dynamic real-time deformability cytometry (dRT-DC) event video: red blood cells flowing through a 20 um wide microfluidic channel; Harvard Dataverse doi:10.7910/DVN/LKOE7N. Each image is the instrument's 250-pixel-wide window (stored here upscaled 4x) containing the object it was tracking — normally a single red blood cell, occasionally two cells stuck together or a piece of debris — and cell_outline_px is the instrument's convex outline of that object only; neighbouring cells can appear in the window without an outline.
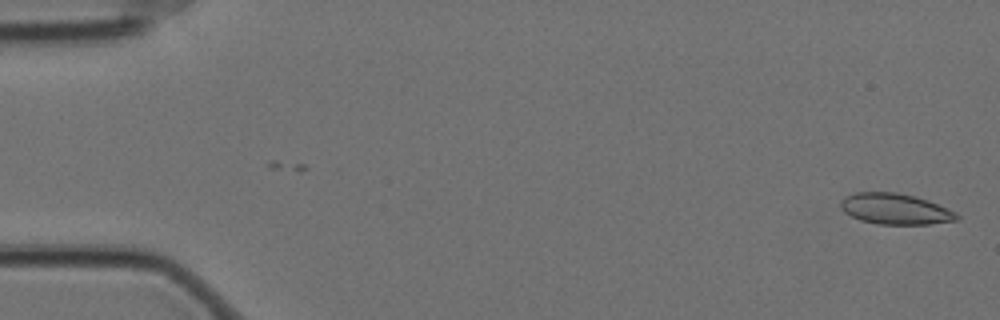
{"species": "Egyptian fruit bat (a non-hibernating species)", "species_latin": "Rousettus aegyptiacus", "temperature_condition": "cold", "stored_images_in_passage": 57, "camera_frame_rate_fps": 3000, "um_per_image_px": 0.085, "animal": {"sex": "female"}, "frame": {"image": 1, "passage_image": 1, "time_ms": 0.0, "image_size_px": [1000, 320], "cell_outline_px": [[960, 220], [928, 224], [876, 224], [860, 220], [844, 212], [840, 208], [840, 200], [844, 196], [856, 192], [896, 192], [916, 196], [928, 200], [948, 208], [956, 212], [960, 216]], "centroid_in_image_um": [76.1, 17.75], "position_along_channel_um": 8.9, "area_um2": 21.15}}
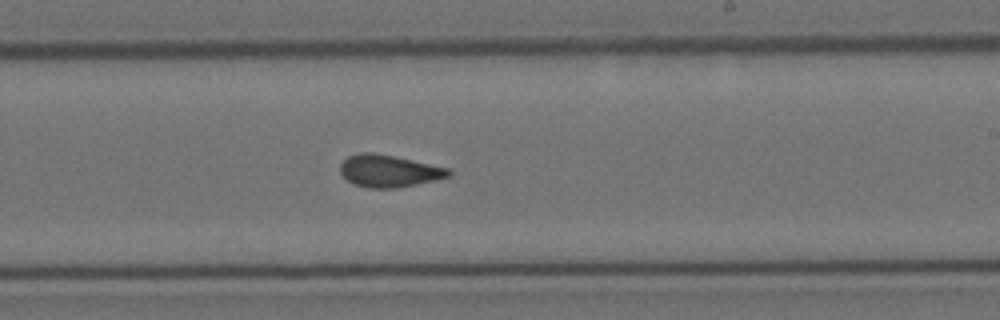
{"frame": {"image": 2, "passage_image": 34, "time_ms": 11.0, "image_size_px": [1000, 320], "cell_outline_px": [[452, 176], [436, 180], [396, 188], [368, 188], [352, 184], [340, 172], [340, 164], [348, 156], [360, 152], [372, 152], [392, 156], [448, 168], [452, 172]], "centroid_in_image_um": [33.04, 14.54], "position_along_channel_um": 256.0, "area_um2": 20.23}}
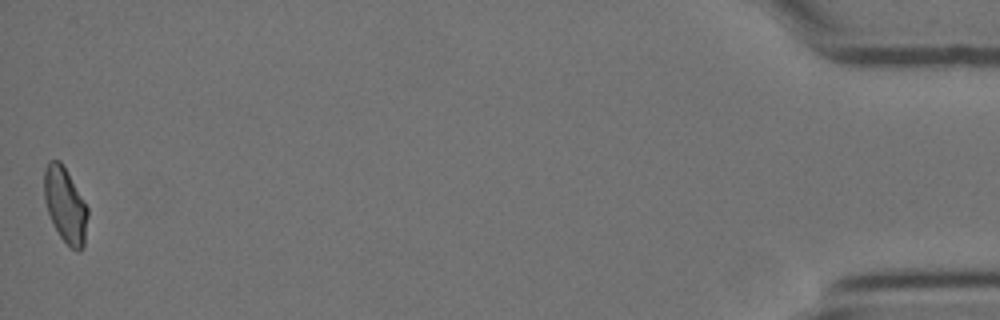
{"frame": {"image": 3, "passage_image": 57, "time_ms": 18.667, "image_size_px": [1000, 320], "cell_outline_px": [[88, 216], [84, 248], [80, 252], [76, 252], [60, 236], [48, 212], [44, 200], [44, 168], [48, 160], [60, 160], [88, 208]], "centroid_in_image_um": [5.55, 17.44], "position_along_channel_um": 429.7, "area_um2": 18.96}, "authors_computed_cell_mechanics": {"area_um2": 20.23, "velocity_mm_per_s": 3.4892, "shape_relaxation_time_tau1_ms": null, "shape_relaxation_time_tau2_ms": 2.0617, "deformation_change_tau1": null, "deformation_change_tau2": 0.0612}}